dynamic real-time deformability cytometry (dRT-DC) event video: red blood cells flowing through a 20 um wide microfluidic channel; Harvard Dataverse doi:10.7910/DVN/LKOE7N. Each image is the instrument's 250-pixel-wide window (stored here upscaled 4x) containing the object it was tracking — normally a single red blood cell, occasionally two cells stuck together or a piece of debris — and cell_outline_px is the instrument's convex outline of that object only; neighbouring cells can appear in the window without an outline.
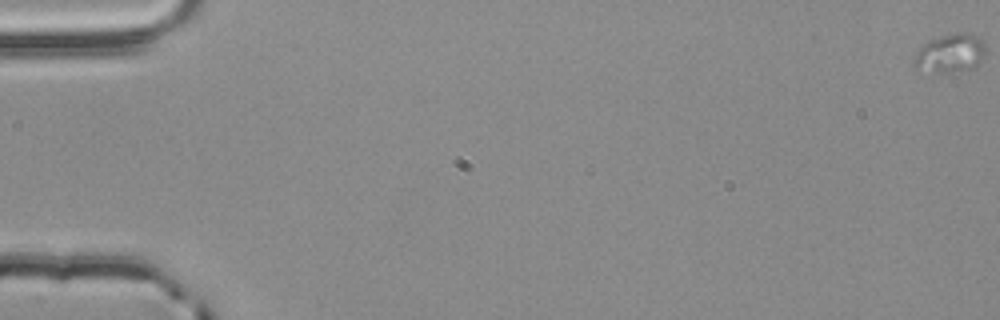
{"species": "common noctule bat (a hibernating species)", "species_latin": "Nyctalus noctula", "temperature_condition": "room temperature", "stored_images_in_passage": 4, "camera_frame_rate_fps": 3000, "um_per_image_px": 0.085, "animal": {"sex": "male", "body_mass_g": 20.4}, "frame": {"image": 1, "passage_image": 1, "time_ms": 0.0, "image_size_px": [1000, 320], "cell_outline_px": [[984, 56], [976, 68], [952, 72], [936, 72], [912, 68], [912, 60], [916, 52], [928, 40], [952, 32], [968, 32], [984, 40]], "centroid_in_image_um": [80.76, 4.52], "position_along_channel_um": 4.2, "area_um2": 16.47}}